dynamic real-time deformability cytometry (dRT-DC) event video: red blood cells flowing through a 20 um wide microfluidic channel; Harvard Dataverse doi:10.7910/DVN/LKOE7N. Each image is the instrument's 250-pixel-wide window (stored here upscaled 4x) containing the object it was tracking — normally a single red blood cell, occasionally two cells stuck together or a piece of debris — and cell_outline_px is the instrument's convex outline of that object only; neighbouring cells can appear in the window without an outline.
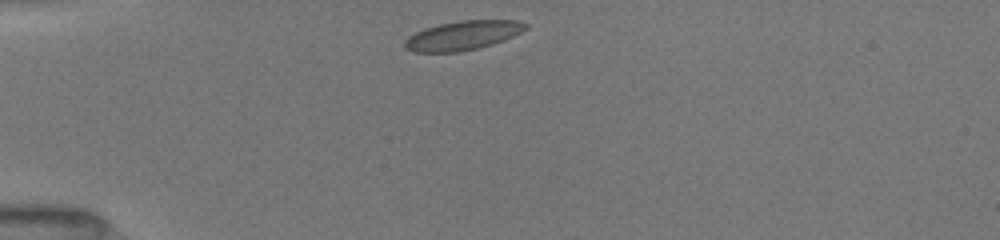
{"species": "common noctule bat (a hibernating species)", "species_latin": "Nyctalus noctula", "temperature_condition": "room temperature", "stored_images_in_passage": 46, "camera_frame_rate_fps": 3000, "um_per_image_px": 0.085, "animal": {"sex": "female", "body_mass_g": 19.5, "forearm_length_mm": 54.1}, "frame": {"image": 1, "passage_image": 1, "time_ms": 0.0, "image_size_px": [1000, 240], "cell_outline_px": [[528, 28], [504, 40], [492, 44], [460, 52], [412, 52], [404, 48], [404, 40], [408, 36], [424, 28], [440, 24], [460, 20], [516, 20], [528, 24]], "centroid_in_image_um": [39.3, 3.01], "position_along_channel_um": 45.7, "area_um2": 20.58}}
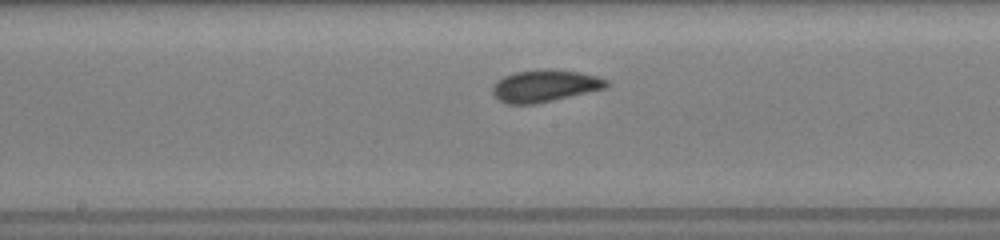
{"frame": {"image": 2, "passage_image": 19, "time_ms": 4.667, "image_size_px": [1000, 240], "cell_outline_px": [[608, 84], [604, 88], [536, 104], [508, 104], [500, 100], [492, 92], [492, 88], [504, 76], [516, 72], [580, 72], [596, 76], [608, 80]], "centroid_in_image_um": [46.3, 7.35], "position_along_channel_um": 201.9, "area_um2": 20.0}}
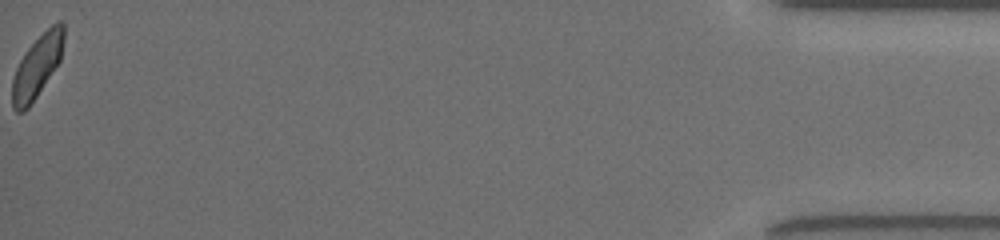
{"frame": {"image": 3, "passage_image": 45, "time_ms": 12.667, "image_size_px": [1000, 240], "cell_outline_px": [[64, 40], [60, 60], [28, 108], [24, 112], [16, 112], [12, 108], [12, 80], [16, 68], [20, 60], [28, 48], [56, 20], [60, 20], [64, 24]], "centroid_in_image_um": [3.15, 5.64], "position_along_channel_um": 432.1, "area_um2": 18.5}, "authors_computed_cell_mechanics": {"area_um2": 20.0566, "velocity_mm_per_s": 3.9859, "shape_relaxation_time_tau1_ms": 3.176, "shape_relaxation_time_tau2_ms": 1.7639, "deformation_change_tau1": 0.0972, "deformation_change_tau2": 0.0538}}